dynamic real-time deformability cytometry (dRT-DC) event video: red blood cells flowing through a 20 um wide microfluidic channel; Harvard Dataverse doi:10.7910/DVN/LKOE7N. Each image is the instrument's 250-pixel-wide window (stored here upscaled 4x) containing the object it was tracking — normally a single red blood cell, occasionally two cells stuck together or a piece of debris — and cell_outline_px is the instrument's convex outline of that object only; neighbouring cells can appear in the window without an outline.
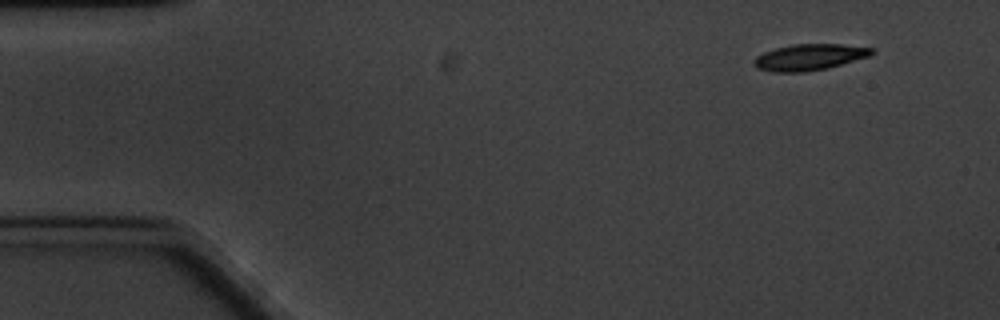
{"species": "common noctule bat (a hibernating species)", "species_latin": "Nyctalus noctula", "temperature_condition": "cold", "stored_images_in_passage": 4, "camera_frame_rate_fps": 3000, "um_per_image_px": 0.085, "animal": {"sex": "male", "body_mass_g": 20.1, "forearm_length_mm": 53.5}, "frame": {"image": 1, "passage_image": 1, "time_ms": 0.0, "image_size_px": [1000, 320], "cell_outline_px": [[876, 52], [868, 56], [828, 68], [804, 72], [772, 72], [756, 68], [752, 64], [752, 60], [756, 56], [764, 52], [776, 48], [792, 44], [840, 44], [872, 48]], "centroid_in_image_um": [68.74, 4.86], "position_along_channel_um": 16.3, "area_um2": 18.03}}